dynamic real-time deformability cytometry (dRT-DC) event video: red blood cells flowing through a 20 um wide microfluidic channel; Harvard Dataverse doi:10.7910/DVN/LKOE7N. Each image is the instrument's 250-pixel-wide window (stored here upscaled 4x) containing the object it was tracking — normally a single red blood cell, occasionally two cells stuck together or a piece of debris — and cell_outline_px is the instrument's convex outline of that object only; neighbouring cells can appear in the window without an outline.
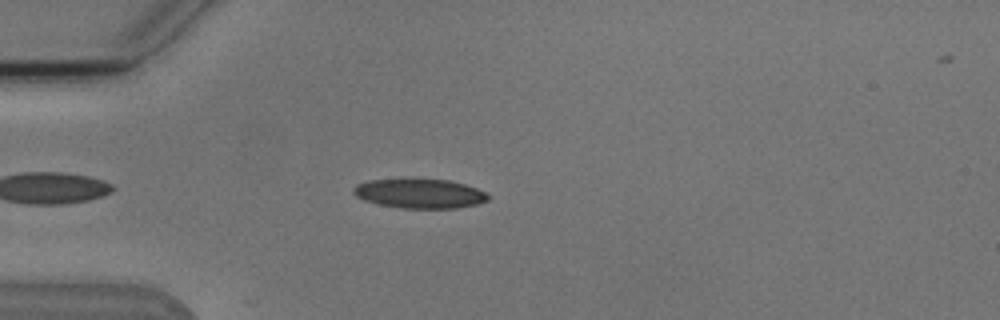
{"species": "Egyptian fruit bat (a non-hibernating species)", "species_latin": "Rousettus aegyptiacus", "temperature_condition": "cold", "stored_images_in_passage": 7, "camera_frame_rate_fps": 3000, "um_per_image_px": 0.085, "animal": {"sex": "male"}, "frame": {"image": 1, "passage_image": 4, "time_ms": 4.667, "image_size_px": [1000, 320], "cell_outline_px": [[492, 196], [488, 200], [476, 204], [456, 208], [400, 208], [380, 204], [364, 200], [356, 196], [352, 192], [352, 188], [356, 184], [368, 180], [452, 180], [476, 188]], "centroid_in_image_um": [35.67, 16.46], "position_along_channel_um": 49.3, "area_um2": 22.83}}
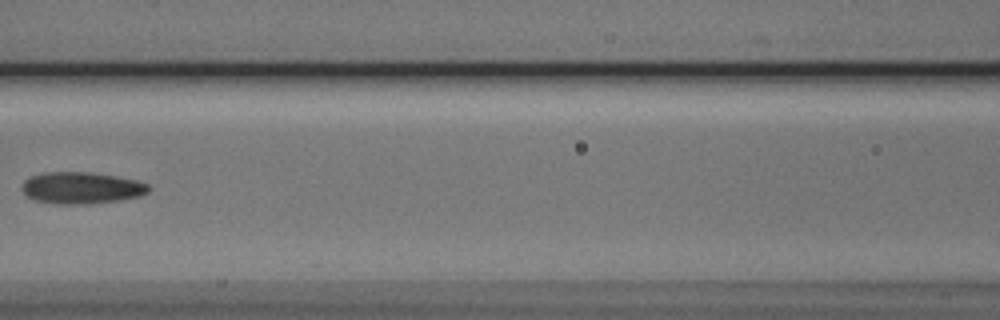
{"frame": {"image": 2, "passage_image": 7, "time_ms": 8.0, "image_size_px": [1000, 320], "cell_outline_px": [[152, 188], [148, 192], [140, 196], [116, 200], [88, 204], [56, 204], [36, 200], [28, 196], [24, 192], [24, 180], [32, 176], [44, 172], [92, 172], [116, 176], [136, 180], [148, 184]], "centroid_in_image_um": [6.97, 15.96], "position_along_channel_um": 159.6, "area_um2": 23.24}}